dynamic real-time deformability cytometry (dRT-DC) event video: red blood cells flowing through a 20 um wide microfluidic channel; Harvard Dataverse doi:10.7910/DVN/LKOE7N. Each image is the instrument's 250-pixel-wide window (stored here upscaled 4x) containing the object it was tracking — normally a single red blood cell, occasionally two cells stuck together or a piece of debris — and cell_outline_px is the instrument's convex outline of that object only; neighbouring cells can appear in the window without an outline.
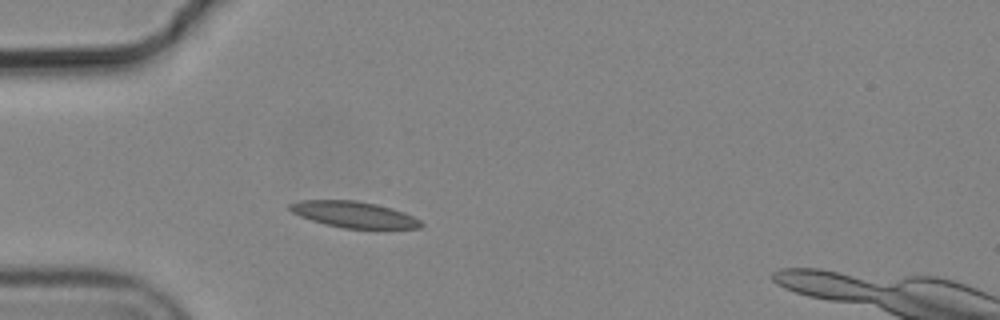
{"species": "common noctule bat (a hibernating species)", "species_latin": "Nyctalus noctula", "temperature_condition": "cold", "stored_images_in_passage": 2, "camera_frame_rate_fps": 3000, "um_per_image_px": 0.085, "animal": {"sex": "male", "body_mass_g": 19.2, "forearm_length_mm": 51.8}, "frame": {"image": 1, "passage_image": 2, "time_ms": 0.333, "image_size_px": [1000, 320], "cell_outline_px": [[424, 224], [420, 228], [376, 232], [344, 228], [324, 224], [300, 216], [292, 212], [288, 208], [288, 204], [300, 200], [356, 200], [376, 204], [392, 208], [404, 212], [420, 220]], "centroid_in_image_um": [30.18, 18.29], "position_along_channel_um": 54.8, "area_um2": 21.04}}